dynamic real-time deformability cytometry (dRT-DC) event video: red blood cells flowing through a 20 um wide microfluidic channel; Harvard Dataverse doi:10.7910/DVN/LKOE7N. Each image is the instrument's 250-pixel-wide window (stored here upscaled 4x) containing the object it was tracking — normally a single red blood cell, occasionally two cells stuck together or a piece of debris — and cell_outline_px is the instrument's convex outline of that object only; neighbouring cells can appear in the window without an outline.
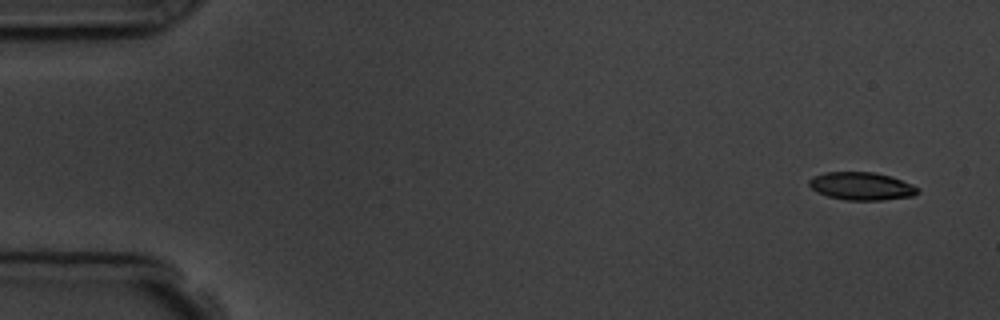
{"species": "common noctule bat (a hibernating species)", "species_latin": "Nyctalus noctula", "temperature_condition": "room temperature", "stored_images_in_passage": 5, "camera_frame_rate_fps": 3000, "um_per_image_px": 0.085, "animal": {"sex": "male", "body_mass_g": 19.5, "forearm_length_mm": 54.6}, "frame": {"image": 1, "passage_image": 1, "time_ms": 0.0, "image_size_px": [1000, 320], "cell_outline_px": [[920, 192], [912, 196], [884, 200], [844, 200], [828, 196], [816, 192], [808, 184], [808, 180], [812, 176], [824, 172], [872, 172], [888, 176], [912, 184], [920, 188]], "centroid_in_image_um": [73.2, 15.83], "position_along_channel_um": 11.8, "area_um2": 17.69}}